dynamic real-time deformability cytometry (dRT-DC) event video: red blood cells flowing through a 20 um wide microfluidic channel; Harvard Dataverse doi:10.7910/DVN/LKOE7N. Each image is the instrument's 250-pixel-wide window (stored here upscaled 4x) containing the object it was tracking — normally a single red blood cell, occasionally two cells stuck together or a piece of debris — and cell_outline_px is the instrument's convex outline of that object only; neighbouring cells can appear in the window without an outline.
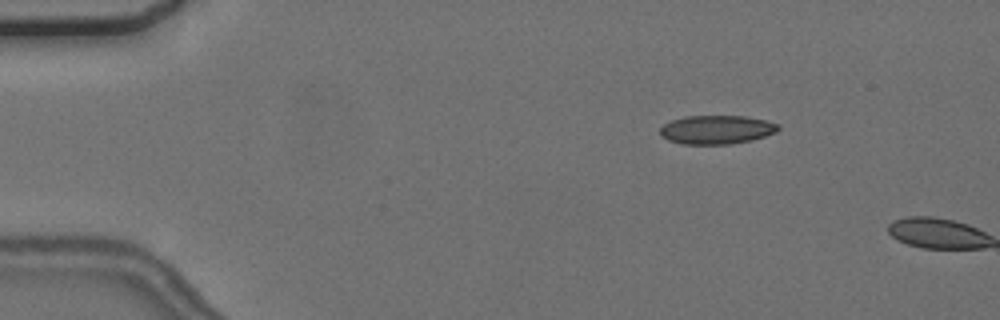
{"species": "common noctule bat (a hibernating species)", "species_latin": "Nyctalus noctula", "temperature_condition": "cold", "stored_images_in_passage": 3, "camera_frame_rate_fps": 3000, "um_per_image_px": 0.085, "animal": {"sex": "female", "body_mass_g": 24.6, "forearm_length_mm": 56.2}, "frame": {"image": 1, "passage_image": 2, "time_ms": 2.0, "image_size_px": [1000, 320], "cell_outline_px": [[780, 128], [776, 132], [752, 140], [732, 144], [684, 144], [668, 140], [660, 136], [660, 128], [664, 124], [672, 120], [684, 116], [744, 116], [764, 120], [780, 124]], "centroid_in_image_um": [60.9, 11.02], "position_along_channel_um": 24.1, "area_um2": 19.83}}